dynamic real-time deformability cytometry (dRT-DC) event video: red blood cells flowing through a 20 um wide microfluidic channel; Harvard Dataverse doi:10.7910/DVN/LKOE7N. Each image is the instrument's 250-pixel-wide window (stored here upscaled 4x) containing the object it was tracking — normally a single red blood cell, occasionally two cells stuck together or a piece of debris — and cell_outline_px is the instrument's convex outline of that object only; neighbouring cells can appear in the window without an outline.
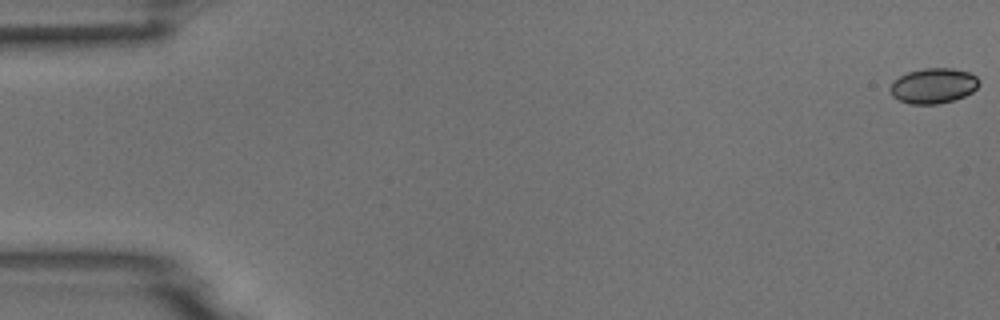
{"species": "common noctule bat (a hibernating species)", "species_latin": "Nyctalus noctula", "temperature_condition": "room temperature", "stored_images_in_passage": 10, "camera_frame_rate_fps": 3000, "um_per_image_px": 0.085, "animal": {"sex": "male", "body_mass_g": 18.8}, "frame": {"image": 1, "passage_image": 1, "time_ms": 0.0, "image_size_px": [1000, 320], "cell_outline_px": [[980, 84], [972, 92], [964, 96], [940, 104], [908, 104], [892, 96], [888, 88], [900, 76], [908, 72], [924, 68], [952, 68], [968, 72], [976, 76], [980, 80]], "centroid_in_image_um": [79.34, 7.29], "position_along_channel_um": 5.7, "area_um2": 18.26}}
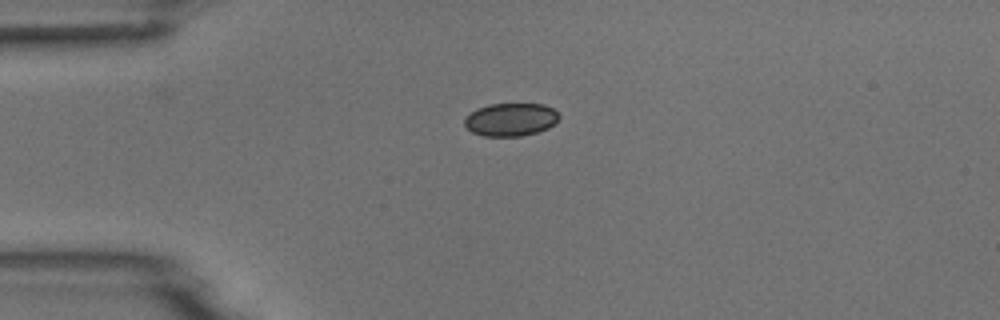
{"frame": {"image": 2, "passage_image": 4, "time_ms": 4.333, "image_size_px": [1000, 320], "cell_outline_px": [[560, 116], [556, 124], [548, 128], [536, 132], [520, 136], [484, 136], [472, 132], [464, 124], [464, 120], [476, 108], [488, 104], [544, 104], [552, 108]], "centroid_in_image_um": [43.43, 10.16], "position_along_channel_um": 41.6, "area_um2": 18.15}}